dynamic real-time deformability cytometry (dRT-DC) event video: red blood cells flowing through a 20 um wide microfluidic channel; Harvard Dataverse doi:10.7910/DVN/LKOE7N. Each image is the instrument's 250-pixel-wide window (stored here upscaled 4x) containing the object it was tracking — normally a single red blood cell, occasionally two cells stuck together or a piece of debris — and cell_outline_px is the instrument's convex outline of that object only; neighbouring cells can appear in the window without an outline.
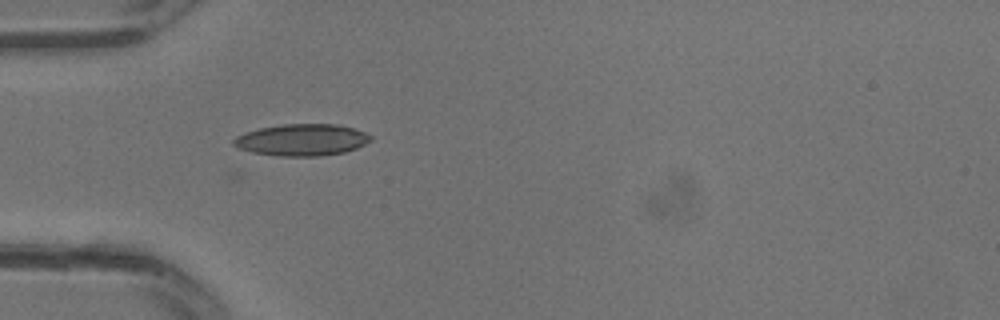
{"species": "common noctule bat (a hibernating species)", "species_latin": "Nyctalus noctula", "temperature_condition": "warm", "stored_images_in_passage": 3, "camera_frame_rate_fps": 3000, "um_per_image_px": 0.085, "animal": {"sex": "male", "body_mass_g": 13.3}, "frame": {"image": 1, "passage_image": 1, "time_ms": 0.0, "image_size_px": [1000, 320], "cell_outline_px": [[372, 140], [356, 148], [344, 152], [320, 156], [280, 156], [252, 152], [240, 148], [232, 144], [232, 140], [236, 136], [244, 132], [260, 128], [284, 124], [340, 124], [364, 132], [372, 136]], "centroid_in_image_um": [25.65, 11.88], "position_along_channel_um": 59.3, "area_um2": 25.32}}
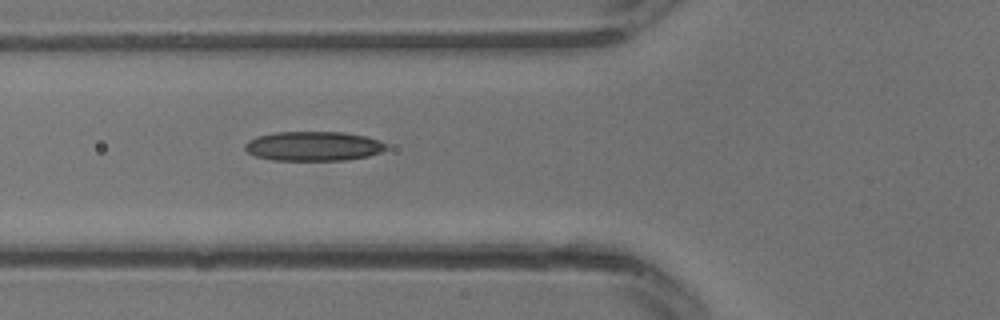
{"frame": {"image": 2, "passage_image": 3, "time_ms": 0.667, "image_size_px": [1000, 320], "cell_outline_px": [[388, 148], [380, 152], [368, 156], [344, 160], [272, 160], [256, 156], [248, 152], [244, 148], [244, 144], [248, 140], [256, 136], [276, 132], [344, 132], [368, 136], [380, 140], [388, 144]], "centroid_in_image_um": [26.66, 12.41], "position_along_channel_um": 99.1, "area_um2": 24.45}}